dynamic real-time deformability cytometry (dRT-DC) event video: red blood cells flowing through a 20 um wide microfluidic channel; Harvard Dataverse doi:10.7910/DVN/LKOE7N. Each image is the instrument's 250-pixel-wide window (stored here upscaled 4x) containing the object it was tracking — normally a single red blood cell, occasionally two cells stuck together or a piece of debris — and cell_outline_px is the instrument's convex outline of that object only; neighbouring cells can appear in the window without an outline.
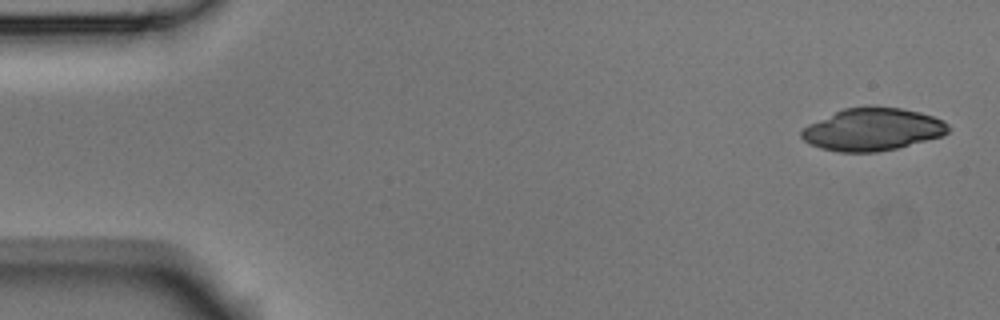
{"species": "Egyptian fruit bat (a non-hibernating species)", "species_latin": "Rousettus aegyptiacus", "temperature_condition": "room temperature", "stored_images_in_passage": 5, "camera_frame_rate_fps": 3000, "um_per_image_px": 0.085, "animal": {"sex": "male"}, "frame": {"image": 1, "passage_image": 1, "time_ms": 0.0, "image_size_px": [1000, 320], "cell_outline_px": [[952, 128], [944, 136], [896, 148], [876, 152], [840, 152], [820, 148], [804, 140], [800, 136], [800, 132], [808, 124], [844, 108], [868, 104], [872, 104], [900, 108], [920, 112], [944, 120]], "centroid_in_image_um": [74.2, 10.97], "position_along_channel_um": 10.8, "area_um2": 36.82}}